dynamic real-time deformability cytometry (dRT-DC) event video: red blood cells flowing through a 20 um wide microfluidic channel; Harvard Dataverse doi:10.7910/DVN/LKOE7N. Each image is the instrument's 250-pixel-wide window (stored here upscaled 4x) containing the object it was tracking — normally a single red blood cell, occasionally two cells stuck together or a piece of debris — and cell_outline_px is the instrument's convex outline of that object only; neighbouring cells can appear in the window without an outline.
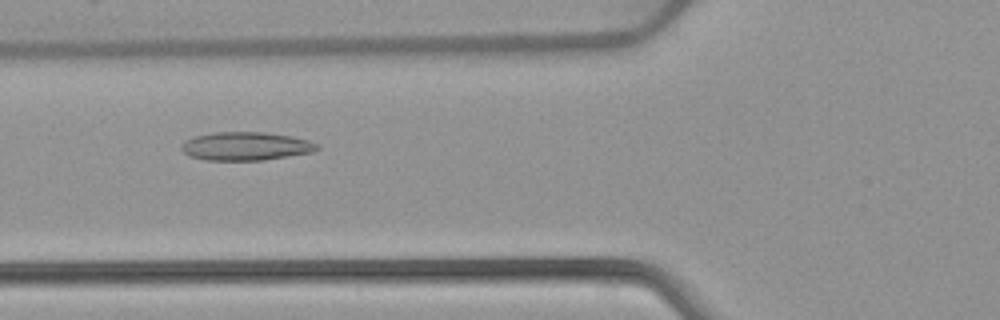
{"species": "common noctule bat (a hibernating species)", "species_latin": "Nyctalus noctula", "temperature_condition": "warm", "stored_images_in_passage": 52, "camera_frame_rate_fps": 3000, "um_per_image_px": 0.085, "animal": {"sex": "female", "body_mass_g": 22.7, "forearm_length_mm": 54.2}, "frame": {"image": 1, "passage_image": 20, "time_ms": 6.333, "image_size_px": [1000, 320], "cell_outline_px": [[320, 148], [312, 152], [264, 160], [204, 160], [188, 156], [180, 148], [180, 144], [184, 140], [192, 136], [216, 132], [264, 132], [292, 136], [308, 140], [320, 144]], "centroid_in_image_um": [20.86, 12.42], "position_along_channel_um": 104.9, "area_um2": 22.72}}
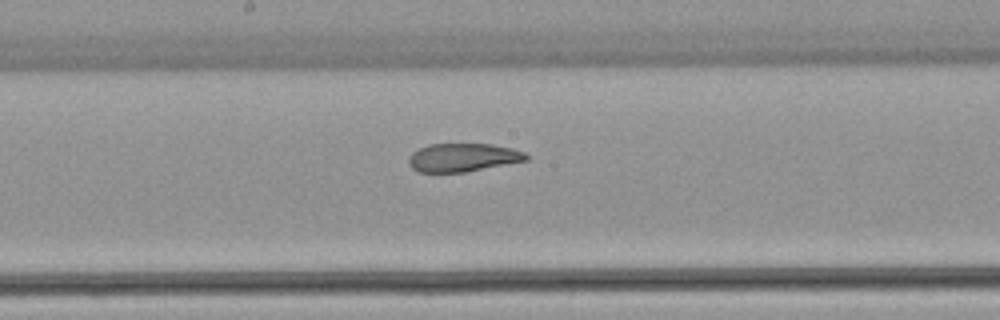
{"frame": {"image": 2, "passage_image": 28, "time_ms": 9.0, "image_size_px": [1000, 320], "cell_outline_px": [[528, 160], [464, 172], [416, 172], [408, 164], [408, 160], [412, 152], [428, 144], [492, 144], [512, 148], [524, 152], [528, 156]], "centroid_in_image_um": [39.32, 13.38], "position_along_channel_um": 208.9, "area_um2": 19.36}}
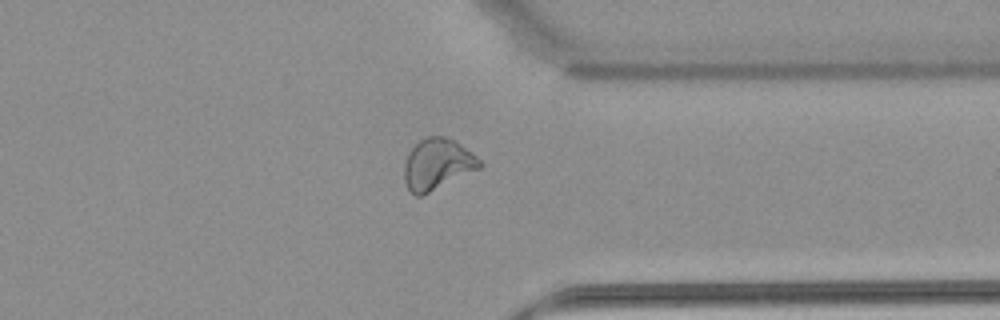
{"frame": {"image": 3, "passage_image": 41, "time_ms": 13.333, "image_size_px": [1000, 320], "cell_outline_px": [[484, 164], [480, 168], [420, 196], [416, 196], [408, 188], [404, 180], [404, 164], [408, 152], [420, 140], [428, 136], [444, 136], [460, 144], [472, 152]], "centroid_in_image_um": [37.17, 13.94], "position_along_channel_um": 374.2, "area_um2": 22.14}, "authors_computed_cell_mechanics": {"area_um2": 23.1489, "velocity_mm_per_s": 3.8851, "shape_relaxation_time_tau1_ms": null, "shape_relaxation_time_tau2_ms": 1.8089, "deformation_change_tau1": null, "deformation_change_tau2": 0.0868}}